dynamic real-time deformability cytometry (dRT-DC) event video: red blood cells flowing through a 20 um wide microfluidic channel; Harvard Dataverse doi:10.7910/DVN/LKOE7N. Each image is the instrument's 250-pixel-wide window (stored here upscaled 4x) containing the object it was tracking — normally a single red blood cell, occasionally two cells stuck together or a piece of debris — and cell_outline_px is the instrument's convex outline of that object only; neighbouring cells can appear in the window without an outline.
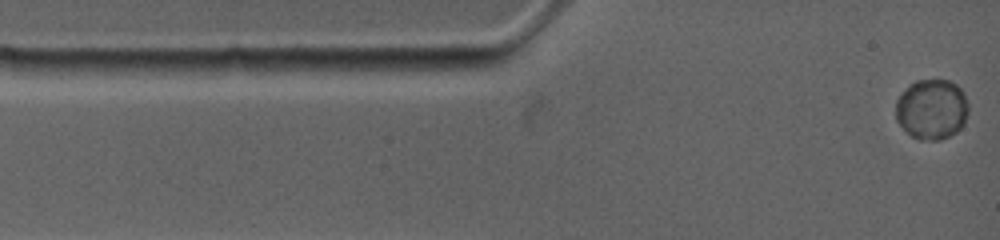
{"species": "common noctule bat (a hibernating species)", "species_latin": "Nyctalus noctula", "temperature_condition": "warm", "stored_images_in_passage": 71, "camera_frame_rate_fps": 4500, "um_per_image_px": 0.085, "animal": {"sex": "female", "body_mass_g": 19.0, "forearm_length_mm": 53.3}, "frame": {"image": 1, "passage_image": 1, "time_ms": 0.0, "image_size_px": [1000, 240], "cell_outline_px": [[968, 112], [964, 124], [956, 132], [940, 140], [920, 140], [912, 136], [896, 120], [896, 100], [916, 80], [948, 80], [956, 84], [964, 92], [968, 104]], "centroid_in_image_um": [79.23, 9.29], "position_along_channel_um": 5.8, "area_um2": 25.37}}
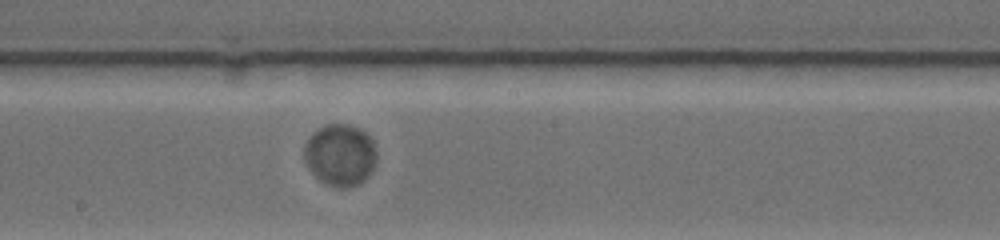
{"frame": {"image": 2, "passage_image": 27, "time_ms": 7.111, "image_size_px": [1000, 240], "cell_outline_px": [[376, 160], [372, 172], [364, 180], [348, 188], [340, 188], [328, 184], [320, 180], [308, 168], [304, 160], [304, 144], [320, 128], [328, 124], [348, 124], [360, 128], [372, 140], [376, 148]], "centroid_in_image_um": [28.93, 13.18], "position_along_channel_um": 219.3, "area_um2": 25.95}}
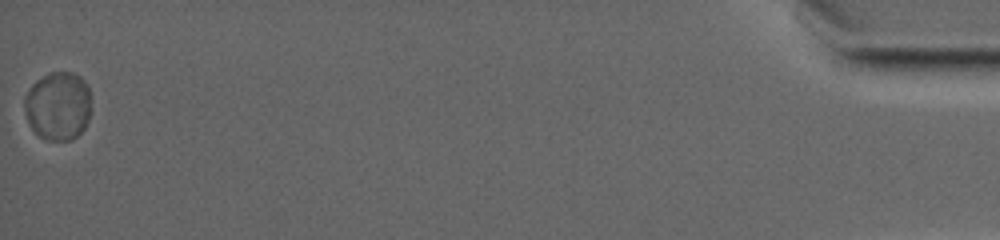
{"frame": {"image": 3, "passage_image": 71, "time_ms": 17.333, "image_size_px": [1000, 240], "cell_outline_px": [[88, 120], [84, 128], [72, 140], [52, 140], [40, 136], [32, 128], [28, 120], [24, 108], [24, 96], [28, 88], [36, 80], [52, 72], [72, 72], [80, 76], [88, 84]], "centroid_in_image_um": [4.91, 8.98], "position_along_channel_um": 430.3, "area_um2": 26.3}}